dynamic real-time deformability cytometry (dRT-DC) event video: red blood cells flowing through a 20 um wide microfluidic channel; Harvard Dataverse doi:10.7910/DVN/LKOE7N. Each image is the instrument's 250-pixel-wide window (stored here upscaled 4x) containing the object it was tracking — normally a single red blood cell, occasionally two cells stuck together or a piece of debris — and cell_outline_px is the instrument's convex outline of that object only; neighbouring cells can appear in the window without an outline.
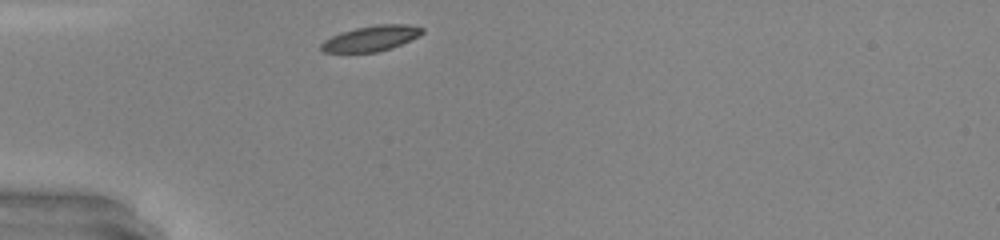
{"species": "common noctule bat (a hibernating species)", "species_latin": "Nyctalus noctula", "temperature_condition": "warm", "stored_images_in_passage": 26, "camera_frame_rate_fps": 3000, "um_per_image_px": 0.085, "animal": {"sex": "male", "body_mass_g": 20.0, "forearm_length_mm": 53.3}, "frame": {"image": 1, "passage_image": 1, "time_ms": 0.0, "image_size_px": [1000, 240], "cell_outline_px": [[424, 32], [420, 36], [392, 48], [376, 52], [324, 52], [320, 48], [320, 44], [324, 40], [340, 32], [356, 28], [376, 24], [404, 24], [424, 28]], "centroid_in_image_um": [31.56, 3.26], "position_along_channel_um": 53.4, "area_um2": 15.03}}
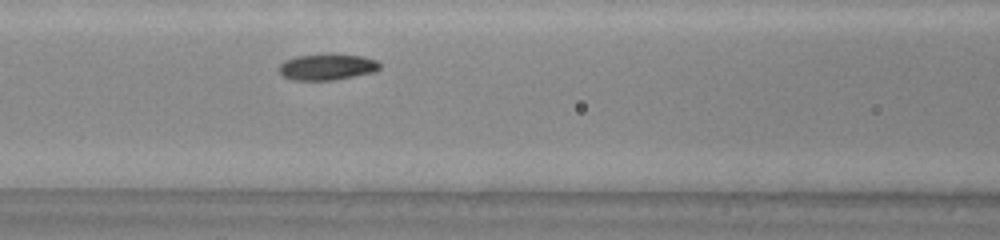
{"frame": {"image": 2, "passage_image": 8, "time_ms": 2.333, "image_size_px": [1000, 240], "cell_outline_px": [[380, 68], [376, 72], [332, 80], [292, 80], [284, 76], [280, 72], [280, 64], [284, 60], [296, 56], [364, 56], [376, 60], [380, 64]], "centroid_in_image_um": [27.82, 5.72], "position_along_channel_um": 138.8, "area_um2": 14.8}, "authors_computed_cell_mechanics": {"area_um2": 15.2592, "velocity_mm_per_s": 4.2618, "shape_relaxation_time_tau1_ms": 1.7238, "shape_relaxation_time_tau2_ms": null, "deformation_change_tau1": 0.0774, "deformation_change_tau2": null}}